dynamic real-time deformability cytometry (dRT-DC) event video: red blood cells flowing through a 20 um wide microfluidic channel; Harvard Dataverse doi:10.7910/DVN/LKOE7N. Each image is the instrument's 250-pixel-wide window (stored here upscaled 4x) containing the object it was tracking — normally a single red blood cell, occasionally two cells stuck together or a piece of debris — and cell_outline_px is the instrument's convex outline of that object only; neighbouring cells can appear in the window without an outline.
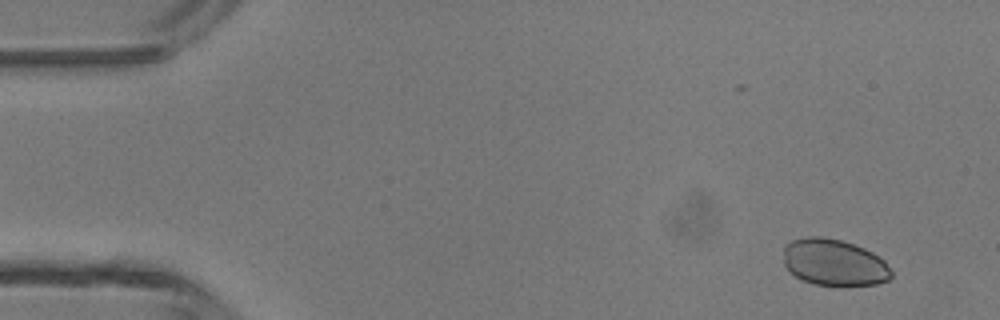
{"species": "common noctule bat (a hibernating species)", "species_latin": "Nyctalus noctula", "temperature_condition": "room temperature", "stored_images_in_passage": 45, "camera_frame_rate_fps": 3000, "um_per_image_px": 0.085, "animal": {"sex": "male", "body_mass_g": 13.3}, "frame": {"image": 1, "passage_image": 1, "time_ms": 0.0, "image_size_px": [1000, 320], "cell_outline_px": [[892, 276], [888, 280], [876, 284], [848, 288], [840, 288], [812, 284], [796, 276], [784, 264], [784, 244], [792, 240], [808, 236], [824, 236], [840, 240], [864, 248], [872, 252], [884, 260], [892, 272]], "centroid_in_image_um": [70.92, 22.35], "position_along_channel_um": 14.1, "area_um2": 30.0}}
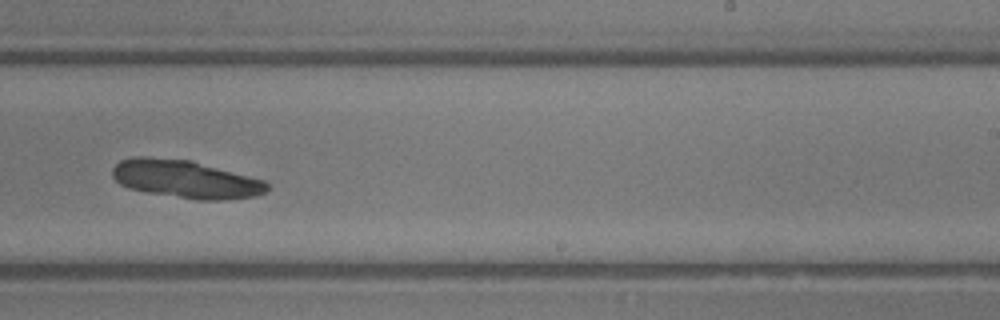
{"frame": {"image": 2, "passage_image": 27, "time_ms": 8.667, "image_size_px": [1000, 320], "cell_outline_px": [[268, 188], [264, 192], [256, 196], [224, 200], [196, 200], [148, 192], [128, 188], [120, 184], [112, 176], [112, 168], [120, 160], [136, 156], [148, 156], [192, 160], [264, 180], [268, 184]], "centroid_in_image_um": [15.76, 15.22], "position_along_channel_um": 273.2, "area_um2": 34.33}}
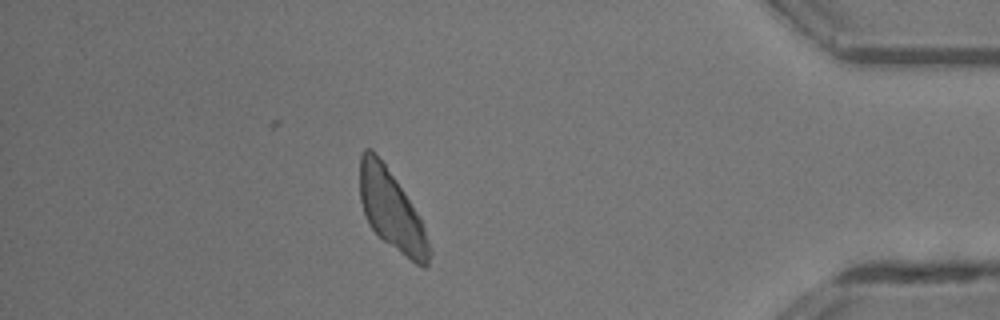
{"frame": {"image": 3, "passage_image": 39, "time_ms": 12.667, "image_size_px": [1000, 320], "cell_outline_px": [[432, 252], [428, 264], [424, 268], [420, 268], [384, 240], [368, 224], [360, 200], [360, 156], [364, 148], [372, 148], [396, 180], [404, 192], [416, 212], [424, 228]], "centroid_in_image_um": [33.28, 17.89], "position_along_channel_um": 401.9, "area_um2": 31.79}}